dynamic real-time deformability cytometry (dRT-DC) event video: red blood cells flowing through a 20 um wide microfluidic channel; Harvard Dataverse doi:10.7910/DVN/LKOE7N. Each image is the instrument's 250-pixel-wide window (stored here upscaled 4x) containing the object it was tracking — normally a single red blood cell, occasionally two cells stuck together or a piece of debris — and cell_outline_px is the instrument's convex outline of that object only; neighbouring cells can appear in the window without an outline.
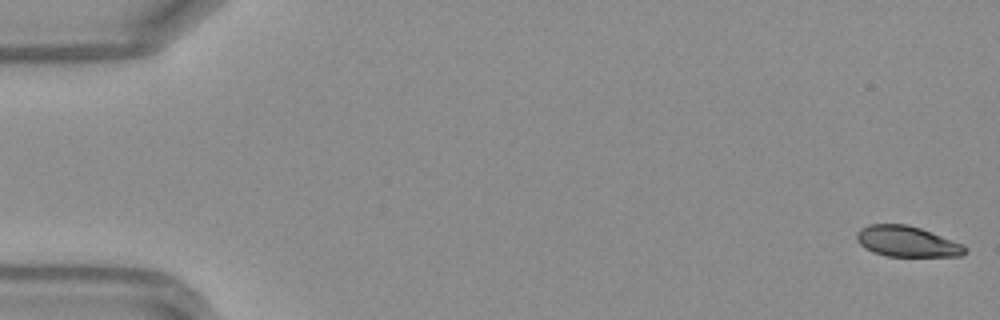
{"species": "Egyptian fruit bat (a non-hibernating species)", "species_latin": "Rousettus aegyptiacus", "temperature_condition": "warm", "stored_images_in_passage": 48, "camera_frame_rate_fps": 3000, "um_per_image_px": 0.085, "frame": {"image": 1, "passage_image": 1, "time_ms": 0.0, "image_size_px": [1000, 320], "cell_outline_px": [[968, 248], [960, 256], [888, 256], [872, 252], [864, 248], [856, 240], [856, 232], [860, 228], [868, 224], [908, 224], [920, 228], [964, 244]], "centroid_in_image_um": [77.06, 20.52], "position_along_channel_um": 7.9, "area_um2": 19.48}}
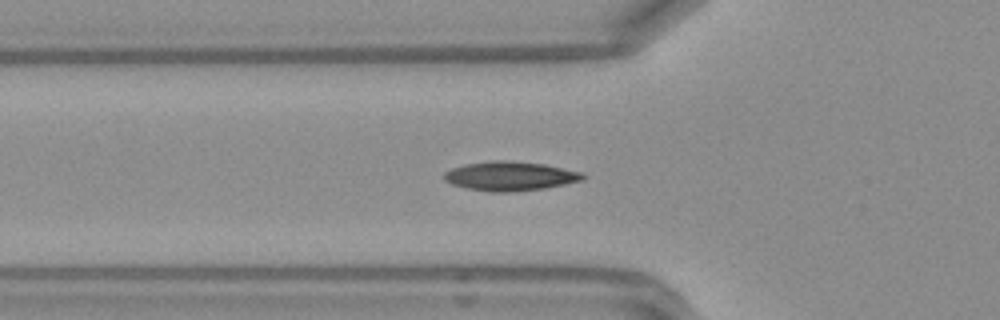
{"frame": {"image": 2, "passage_image": 17, "time_ms": 5.333, "image_size_px": [1000, 320], "cell_outline_px": [[588, 176], [584, 180], [544, 188], [512, 192], [492, 192], [468, 188], [452, 184], [444, 180], [444, 172], [452, 168], [464, 164], [492, 160], [508, 160], [544, 164], [584, 172]], "centroid_in_image_um": [43.39, 14.96], "position_along_channel_um": 82.4, "area_um2": 23.76}}
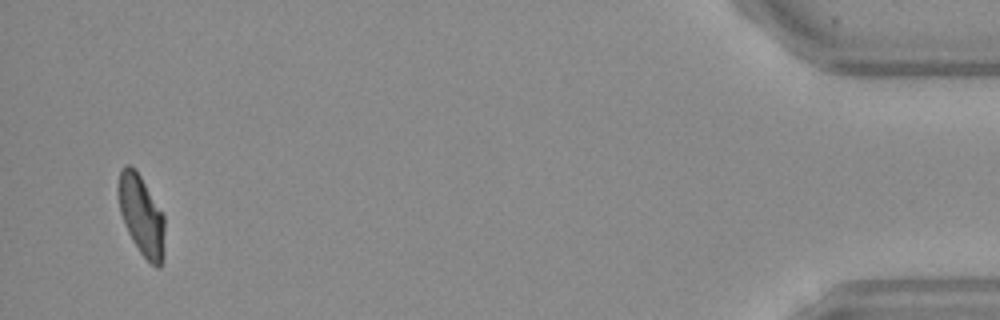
{"frame": {"image": 3, "passage_image": 47, "time_ms": 15.333, "image_size_px": [1000, 320], "cell_outline_px": [[164, 256], [160, 268], [156, 268], [140, 252], [132, 240], [124, 224], [120, 212], [116, 188], [120, 172], [124, 164], [128, 164], [136, 168], [164, 216]], "centroid_in_image_um": [12.0, 18.28], "position_along_channel_um": 423.2, "area_um2": 21.85}, "authors_computed_cell_mechanics": {"area_um2": 21.8484, "velocity_mm_per_s": 4.2071, "shape_relaxation_time_tau1_ms": 4.3552, "shape_relaxation_time_tau2_ms": 1.9871, "deformation_change_tau1": 0.1526, "deformation_change_tau2": 0.069}}